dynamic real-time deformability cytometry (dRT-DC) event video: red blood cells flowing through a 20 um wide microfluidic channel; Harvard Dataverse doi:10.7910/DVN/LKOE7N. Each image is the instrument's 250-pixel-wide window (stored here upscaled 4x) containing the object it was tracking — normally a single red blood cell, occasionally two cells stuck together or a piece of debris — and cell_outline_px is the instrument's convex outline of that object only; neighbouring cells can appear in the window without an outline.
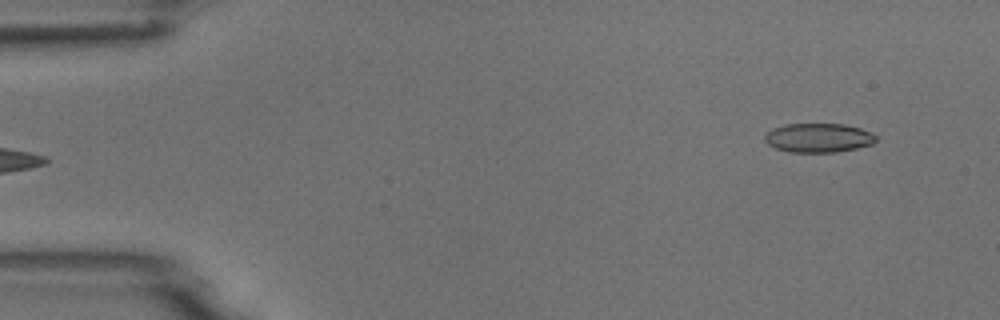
{"species": "common noctule bat (a hibernating species)", "species_latin": "Nyctalus noctula", "temperature_condition": "room temperature", "stored_images_in_passage": 6, "camera_frame_rate_fps": 3000, "um_per_image_px": 0.085, "animal": {"sex": "male", "body_mass_g": 18.8}, "frame": {"image": 1, "passage_image": 6, "time_ms": 5.667, "image_size_px": [1000, 320], "cell_outline_px": [[876, 140], [872, 144], [856, 148], [836, 152], [788, 152], [776, 148], [768, 144], [764, 140], [764, 136], [772, 128], [784, 124], [844, 124], [860, 128], [872, 132], [876, 136]], "centroid_in_image_um": [69.56, 11.71], "position_along_channel_um": 15.4, "area_um2": 18.9}}